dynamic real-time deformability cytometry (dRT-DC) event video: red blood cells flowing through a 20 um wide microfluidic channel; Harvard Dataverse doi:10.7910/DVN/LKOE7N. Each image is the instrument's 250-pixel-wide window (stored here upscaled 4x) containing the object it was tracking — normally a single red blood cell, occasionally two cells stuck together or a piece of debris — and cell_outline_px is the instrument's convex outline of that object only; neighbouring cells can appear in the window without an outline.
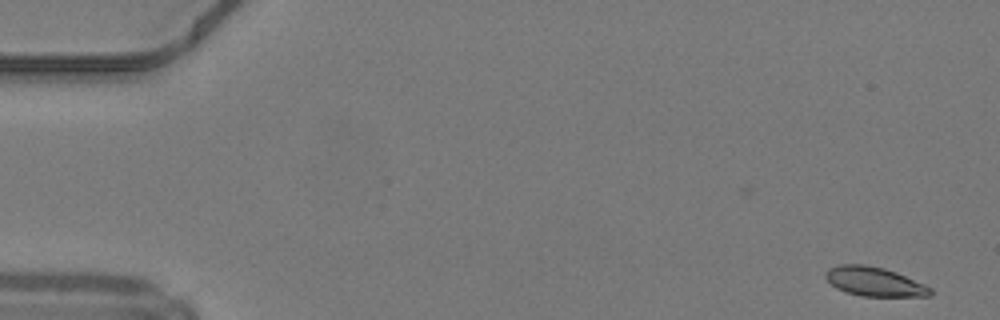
{"species": "common noctule bat (a hibernating species)", "species_latin": "Nyctalus noctula", "temperature_condition": "warm", "stored_images_in_passage": 48, "camera_frame_rate_fps": 3000, "um_per_image_px": 0.085, "animal": {"sex": "male", "body_mass_g": 19.2, "forearm_length_mm": 51.8}, "frame": {"image": 1, "passage_image": 1, "time_ms": 0.0, "image_size_px": [1000, 320], "cell_outline_px": [[932, 296], [860, 296], [836, 288], [824, 276], [824, 272], [828, 268], [840, 264], [864, 264], [884, 268], [896, 272], [924, 284], [932, 288]], "centroid_in_image_um": [74.31, 23.93], "position_along_channel_um": 10.7, "area_um2": 17.8}}
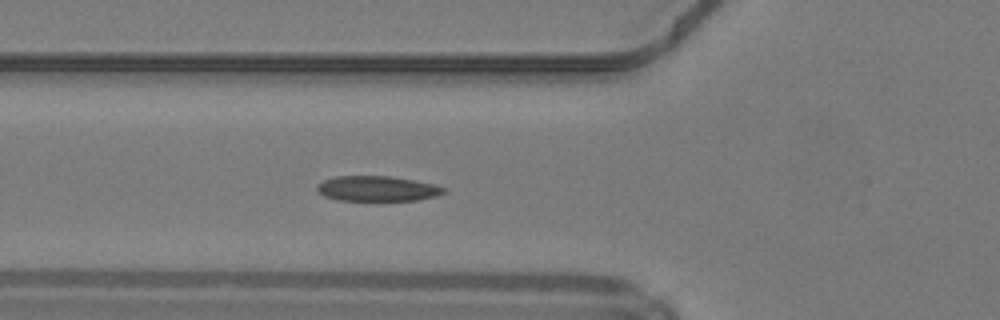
{"frame": {"image": 2, "passage_image": 17, "time_ms": 5.333, "image_size_px": [1000, 320], "cell_outline_px": [[448, 192], [436, 196], [416, 200], [340, 200], [324, 196], [316, 188], [316, 184], [324, 180], [336, 176], [392, 176], [416, 180], [436, 184], [448, 188]], "centroid_in_image_um": [32.14, 16.02], "position_along_channel_um": 93.7, "area_um2": 18.79}}
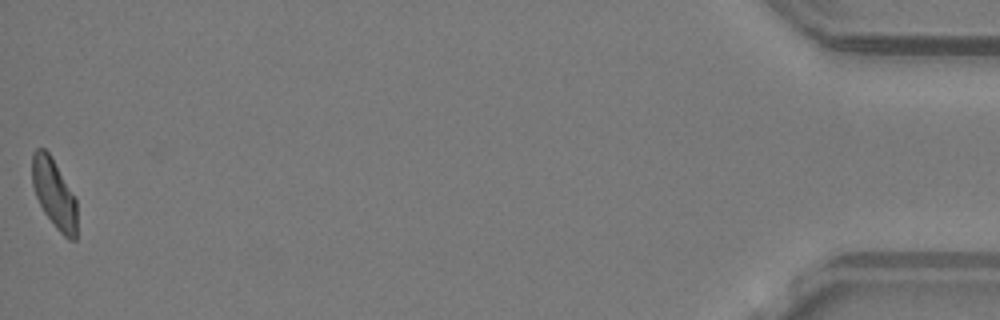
{"frame": {"image": 3, "passage_image": 48, "time_ms": 15.667, "image_size_px": [1000, 320], "cell_outline_px": [[76, 240], [68, 240], [56, 228], [44, 212], [36, 196], [32, 184], [32, 152], [36, 148], [44, 148], [48, 152], [76, 196]], "centroid_in_image_um": [4.6, 16.45], "position_along_channel_um": 430.6, "area_um2": 18.09}, "authors_computed_cell_mechanics": {"area_um2": 18.6405, "velocity_mm_per_s": 4.2219, "shape_relaxation_time_tau1_ms": 4.5014, "shape_relaxation_time_tau2_ms": 3.8357, "deformation_change_tau1": 0.1452, "deformation_change_tau2": 0.106}}